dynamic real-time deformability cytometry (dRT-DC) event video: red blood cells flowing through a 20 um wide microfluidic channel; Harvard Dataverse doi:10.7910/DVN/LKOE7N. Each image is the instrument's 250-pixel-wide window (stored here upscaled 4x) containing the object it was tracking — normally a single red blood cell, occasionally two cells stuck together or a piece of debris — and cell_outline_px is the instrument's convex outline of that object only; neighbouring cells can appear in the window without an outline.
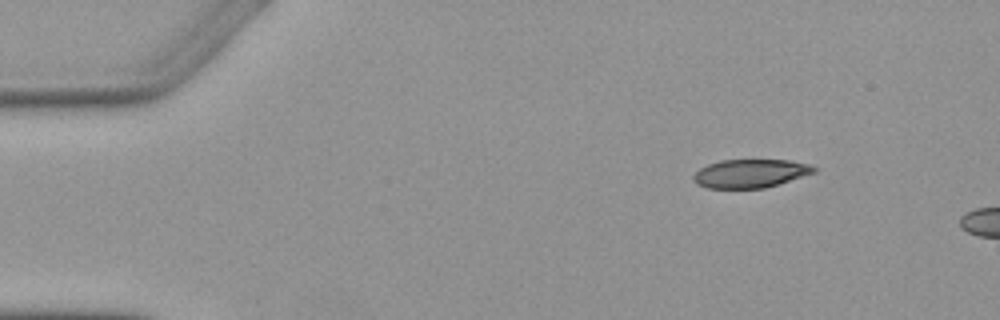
{"species": "Egyptian fruit bat (a non-hibernating species)", "species_latin": "Rousettus aegyptiacus", "temperature_condition": "warm", "stored_images_in_passage": 4, "camera_frame_rate_fps": 3000, "um_per_image_px": 0.085, "animal": {"sex": "female"}, "frame": {"image": 1, "passage_image": 1, "time_ms": 0.0, "image_size_px": [1000, 320], "cell_outline_px": [[816, 172], [764, 188], [708, 188], [696, 184], [692, 180], [692, 176], [700, 168], [708, 164], [720, 160], [792, 160], [808, 164], [816, 168]], "centroid_in_image_um": [63.75, 14.74], "position_along_channel_um": 21.3, "area_um2": 19.94}}